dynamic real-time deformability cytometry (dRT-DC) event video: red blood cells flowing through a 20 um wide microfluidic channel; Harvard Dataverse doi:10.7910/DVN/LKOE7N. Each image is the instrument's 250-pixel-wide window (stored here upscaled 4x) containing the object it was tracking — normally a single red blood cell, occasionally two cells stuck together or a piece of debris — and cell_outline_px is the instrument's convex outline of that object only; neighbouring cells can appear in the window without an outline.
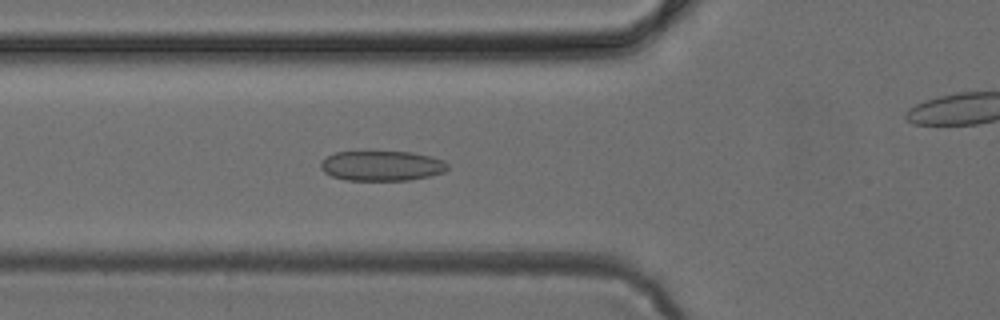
{"species": "common noctule bat (a hibernating species)", "species_latin": "Nyctalus noctula", "temperature_condition": "cold", "stored_images_in_passage": 40, "camera_frame_rate_fps": 3000, "um_per_image_px": 0.085, "animal": {"sex": "female", "body_mass_g": 24.6, "forearm_length_mm": 56.2}, "frame": {"image": 1, "passage_image": 13, "time_ms": 4.0, "image_size_px": [1000, 320], "cell_outline_px": [[448, 168], [444, 172], [428, 176], [408, 180], [344, 180], [332, 176], [324, 172], [320, 168], [320, 160], [336, 152], [412, 152], [432, 156], [444, 160], [448, 164]], "centroid_in_image_um": [32.45, 14.09], "position_along_channel_um": 93.4, "area_um2": 22.25}}
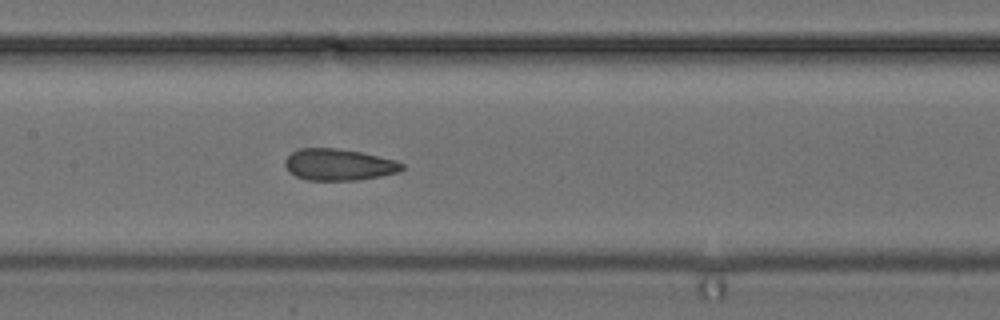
{"frame": {"image": 2, "passage_image": 19, "time_ms": 6.0, "image_size_px": [1000, 320], "cell_outline_px": [[404, 168], [400, 172], [360, 180], [308, 180], [296, 176], [288, 172], [284, 164], [284, 160], [292, 152], [300, 148], [336, 148], [360, 152], [396, 160], [404, 164]], "centroid_in_image_um": [28.79, 14.0], "position_along_channel_um": 178.6, "area_um2": 21.62}}
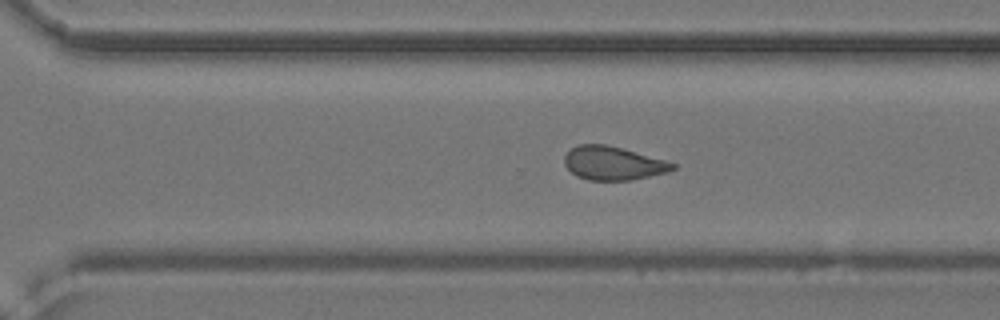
{"frame": {"image": 3, "passage_image": 29, "time_ms": 9.333, "image_size_px": [1000, 320], "cell_outline_px": [[676, 168], [668, 172], [628, 180], [588, 180], [576, 176], [564, 164], [564, 156], [572, 148], [580, 144], [604, 144], [620, 148], [664, 160], [676, 164]], "centroid_in_image_um": [52.09, 13.88], "position_along_channel_um": 318.5, "area_um2": 20.81}}